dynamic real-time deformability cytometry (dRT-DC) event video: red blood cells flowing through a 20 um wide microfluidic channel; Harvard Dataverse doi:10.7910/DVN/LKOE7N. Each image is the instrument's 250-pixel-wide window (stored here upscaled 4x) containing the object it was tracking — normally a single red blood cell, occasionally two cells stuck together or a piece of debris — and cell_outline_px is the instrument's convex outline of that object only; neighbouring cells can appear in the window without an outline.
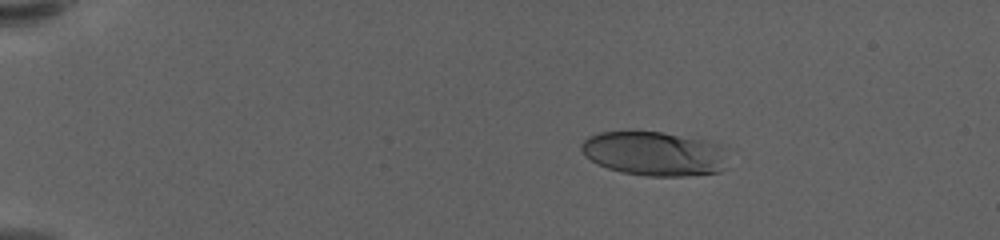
{"species": "human", "species_latin": "Homo sapiens", "temperature_condition": "warm", "stored_images_in_passage": 60, "camera_frame_rate_fps": 3000, "um_per_image_px": 0.085, "donor": {"sex": "female"}, "frame": {"image": 1, "passage_image": 11, "time_ms": 3.333, "image_size_px": [1000, 240], "cell_outline_px": [[724, 168], [720, 172], [684, 176], [644, 176], [620, 172], [596, 164], [584, 156], [580, 148], [580, 144], [588, 136], [600, 132], [628, 128], [660, 132], [704, 140], [724, 144]], "centroid_in_image_um": [55.53, 13.02], "position_along_channel_um": 29.5, "area_um2": 38.78}}
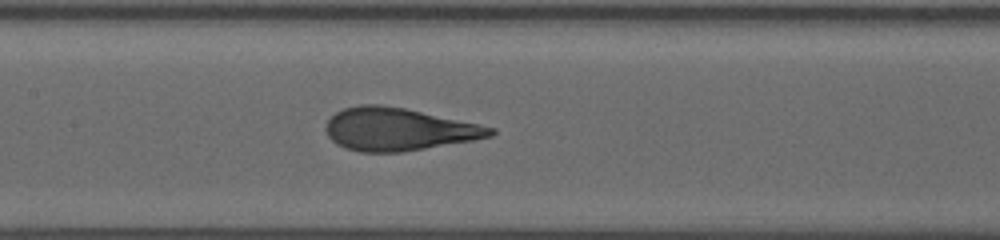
{"frame": {"image": 2, "passage_image": 31, "time_ms": 10.0, "image_size_px": [1000, 240], "cell_outline_px": [[496, 132], [492, 136], [472, 140], [400, 152], [360, 152], [336, 144], [328, 136], [324, 128], [328, 120], [336, 112], [344, 108], [360, 104], [380, 104], [404, 108], [496, 128]], "centroid_in_image_um": [33.83, 10.98], "position_along_channel_um": 173.6, "area_um2": 40.52}}
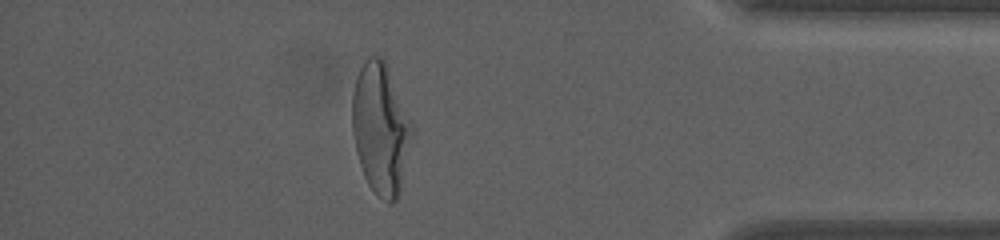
{"frame": {"image": 3, "passage_image": 53, "time_ms": 17.333, "image_size_px": [1000, 240], "cell_outline_px": [[416, 128], [400, 192], [396, 200], [392, 204], [388, 204], [376, 196], [368, 184], [364, 176], [356, 152], [352, 132], [352, 92], [356, 76], [364, 60], [368, 56], [380, 56], [388, 64]], "centroid_in_image_um": [32.4, 10.93], "position_along_channel_um": 402.8, "area_um2": 47.22}, "authors_computed_cell_mechanics": {"area_um2": 40.4889, "velocity_mm_per_s": 3.5315, "shape_relaxation_time_tau1_ms": 4.6572, "shape_relaxation_time_tau2_ms": null, "deformation_change_tau1": 0.2338, "deformation_change_tau2": null}}